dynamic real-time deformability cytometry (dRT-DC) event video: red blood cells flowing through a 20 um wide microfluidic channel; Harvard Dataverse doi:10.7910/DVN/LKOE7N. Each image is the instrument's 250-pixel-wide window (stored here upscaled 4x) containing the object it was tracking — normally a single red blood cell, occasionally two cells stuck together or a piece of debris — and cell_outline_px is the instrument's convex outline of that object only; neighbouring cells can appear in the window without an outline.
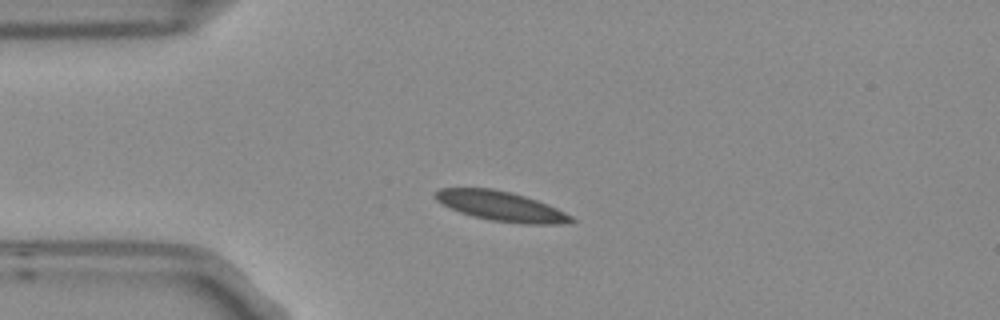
{"species": "Egyptian fruit bat (a non-hibernating species)", "species_latin": "Rousettus aegyptiacus", "temperature_condition": "room temperature", "stored_images_in_passage": 6, "camera_frame_rate_fps": 3000, "um_per_image_px": 0.085, "frame": {"image": 1, "passage_image": 3, "time_ms": 0.667, "image_size_px": [1000, 320], "cell_outline_px": [[576, 220], [560, 224], [520, 224], [492, 220], [472, 216], [460, 212], [440, 204], [432, 196], [432, 192], [440, 188], [492, 188], [512, 192], [548, 204], [572, 216]], "centroid_in_image_um": [42.53, 17.52], "position_along_channel_um": 42.5, "area_um2": 23.7}}